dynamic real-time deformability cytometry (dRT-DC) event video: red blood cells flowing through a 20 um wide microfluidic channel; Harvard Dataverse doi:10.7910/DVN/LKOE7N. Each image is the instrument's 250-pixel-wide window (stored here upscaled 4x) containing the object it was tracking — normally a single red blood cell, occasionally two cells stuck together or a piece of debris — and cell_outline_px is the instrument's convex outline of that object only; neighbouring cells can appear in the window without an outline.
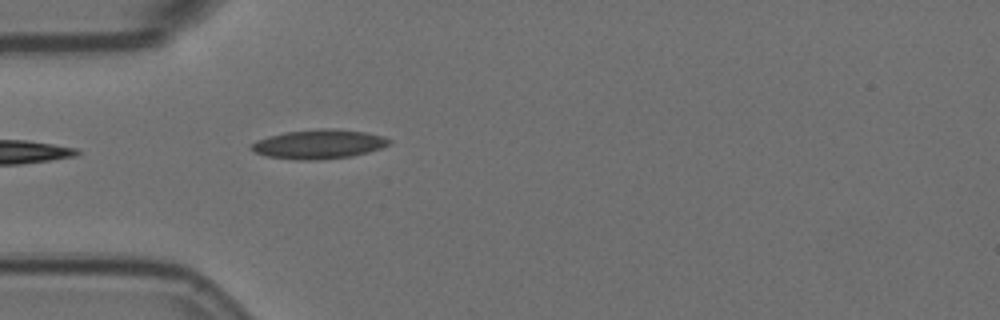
{"species": "Egyptian fruit bat (a non-hibernating species)", "species_latin": "Rousettus aegyptiacus", "temperature_condition": "room temperature", "stored_images_in_passage": 4, "camera_frame_rate_fps": 3000, "um_per_image_px": 0.085, "animal": {"sex": "female"}, "frame": {"image": 1, "passage_image": 1, "time_ms": 0.0, "image_size_px": [1000, 320], "cell_outline_px": [[392, 140], [388, 144], [380, 148], [368, 152], [352, 156], [316, 160], [300, 160], [268, 156], [252, 152], [248, 148], [256, 140], [268, 136], [284, 132], [320, 128], [332, 128], [364, 132], [380, 136]], "centroid_in_image_um": [27.04, 12.25], "position_along_channel_um": 58.0, "area_um2": 23.41}}